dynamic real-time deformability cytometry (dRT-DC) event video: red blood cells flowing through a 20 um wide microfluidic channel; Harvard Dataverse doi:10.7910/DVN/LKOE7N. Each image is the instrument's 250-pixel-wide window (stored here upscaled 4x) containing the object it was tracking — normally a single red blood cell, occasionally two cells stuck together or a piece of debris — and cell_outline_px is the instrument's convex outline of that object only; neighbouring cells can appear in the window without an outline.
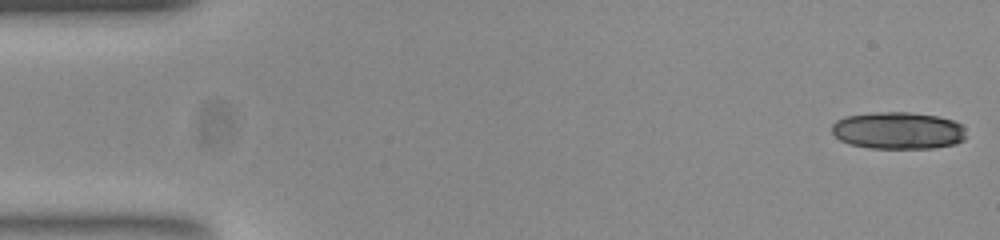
{"species": "common noctule bat (a hibernating species)", "species_latin": "Nyctalus noctula", "temperature_condition": "room temperature", "stored_images_in_passage": 17, "camera_frame_rate_fps": 3000, "um_per_image_px": 0.085, "animal": {"sex": "female", "body_mass_g": 23.0, "forearm_length_mm": 53.4}, "frame": {"image": 1, "passage_image": 1, "time_ms": 0.0, "image_size_px": [1000, 240], "cell_outline_px": [[964, 140], [956, 144], [932, 148], [868, 148], [848, 144], [840, 140], [832, 132], [832, 124], [836, 120], [844, 116], [872, 112], [912, 112], [936, 116], [952, 120], [960, 124], [964, 128]], "centroid_in_image_um": [76.3, 11.09], "position_along_channel_um": 8.7, "area_um2": 29.25}}